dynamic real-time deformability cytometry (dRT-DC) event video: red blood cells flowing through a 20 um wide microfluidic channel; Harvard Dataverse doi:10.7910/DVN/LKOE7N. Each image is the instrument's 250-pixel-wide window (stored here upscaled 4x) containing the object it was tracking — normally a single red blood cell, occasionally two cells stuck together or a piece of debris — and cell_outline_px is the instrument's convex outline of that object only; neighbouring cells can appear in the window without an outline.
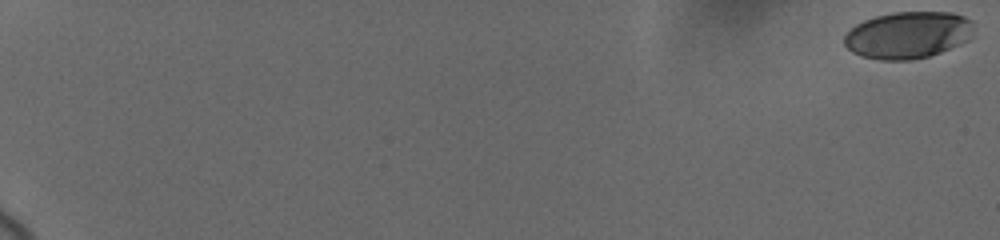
{"species": "human", "species_latin": "Homo sapiens", "temperature_condition": "cold", "stored_images_in_passage": 33, "camera_frame_rate_fps": 3000, "um_per_image_px": 0.085, "donor": {"sex": "female"}, "frame": {"image": 1, "passage_image": 1, "time_ms": 0.0, "image_size_px": [1000, 240], "cell_outline_px": [[972, 28], [968, 40], [960, 44], [940, 52], [928, 56], [908, 60], [880, 60], [860, 56], [852, 52], [844, 44], [844, 36], [856, 24], [864, 20], [876, 16], [892, 12], [952, 12], [964, 16], [972, 20]], "centroid_in_image_um": [77.16, 2.97], "position_along_channel_um": 7.8, "area_um2": 35.32}}
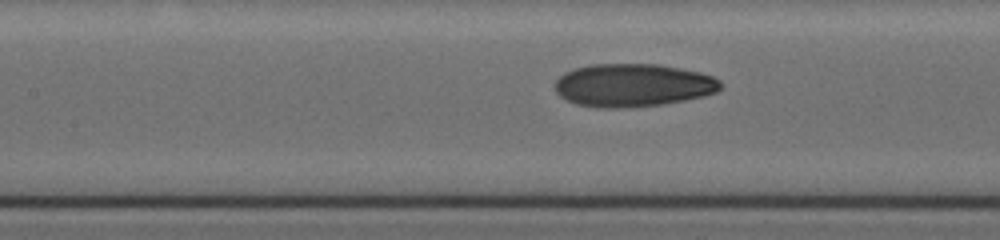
{"frame": {"image": 2, "passage_image": 24, "time_ms": 10.333, "image_size_px": [1000, 240], "cell_outline_px": [[724, 84], [716, 92], [704, 96], [684, 100], [660, 104], [632, 108], [596, 108], [576, 104], [560, 96], [556, 92], [556, 80], [564, 72], [576, 68], [592, 64], [660, 64], [700, 72], [712, 76], [720, 80]], "centroid_in_image_um": [53.81, 7.25], "position_along_channel_um": 153.6, "area_um2": 41.73}}
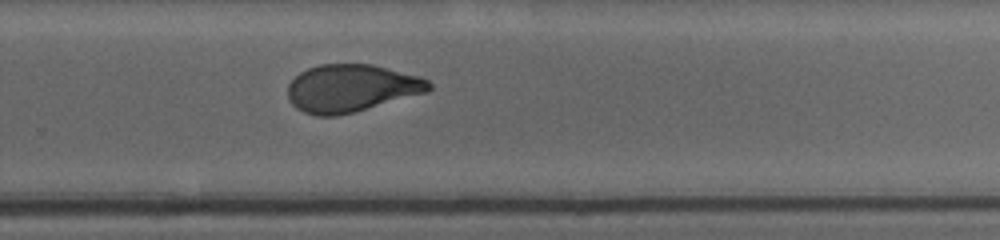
{"frame": {"image": 3, "passage_image": 33, "time_ms": 14.333, "image_size_px": [1000, 240], "cell_outline_px": [[432, 88], [428, 92], [352, 112], [336, 116], [316, 116], [304, 112], [296, 108], [292, 104], [288, 96], [288, 84], [300, 72], [308, 68], [320, 64], [372, 64], [420, 76], [428, 80], [432, 84]], "centroid_in_image_um": [29.86, 7.49], "position_along_channel_um": 299.9, "area_um2": 39.02}}